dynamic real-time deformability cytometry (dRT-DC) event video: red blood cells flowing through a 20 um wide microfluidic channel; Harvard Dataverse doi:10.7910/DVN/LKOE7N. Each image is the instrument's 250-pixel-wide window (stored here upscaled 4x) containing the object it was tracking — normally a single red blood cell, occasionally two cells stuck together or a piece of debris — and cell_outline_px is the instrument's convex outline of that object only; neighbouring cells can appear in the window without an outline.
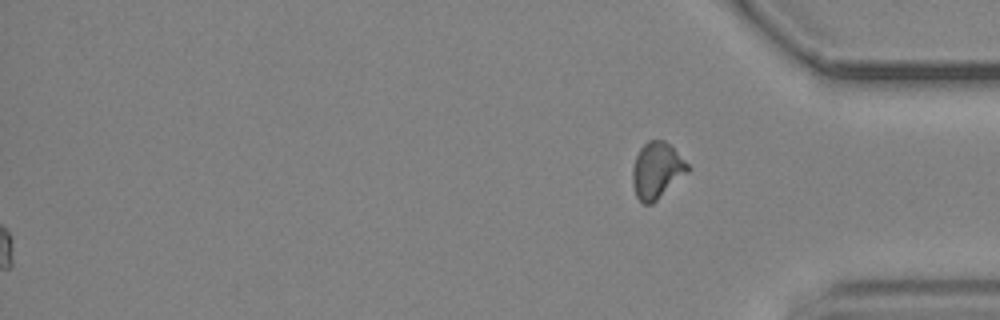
{"species": "common noctule bat (a hibernating species)", "species_latin": "Nyctalus noctula", "temperature_condition": "cold", "stored_images_in_passage": 58, "segment_of_instrument_passage": [2, 2], "camera_frame_rate_fps": 3000, "um_per_image_px": 0.085, "animal": {"sex": "male", "body_mass_g": 19.2, "forearm_length_mm": 51.8}, "frame": {"image": 1, "passage_image": 58, "time_ms": 19.0, "image_size_px": [1000, 320], "cell_outline_px": [[692, 168], [688, 172], [652, 204], [644, 204], [636, 196], [632, 184], [632, 168], [636, 156], [640, 148], [648, 140], [664, 140]], "centroid_in_image_um": [55.81, 14.49], "position_along_channel_um": 379.4, "area_um2": 17.92}}